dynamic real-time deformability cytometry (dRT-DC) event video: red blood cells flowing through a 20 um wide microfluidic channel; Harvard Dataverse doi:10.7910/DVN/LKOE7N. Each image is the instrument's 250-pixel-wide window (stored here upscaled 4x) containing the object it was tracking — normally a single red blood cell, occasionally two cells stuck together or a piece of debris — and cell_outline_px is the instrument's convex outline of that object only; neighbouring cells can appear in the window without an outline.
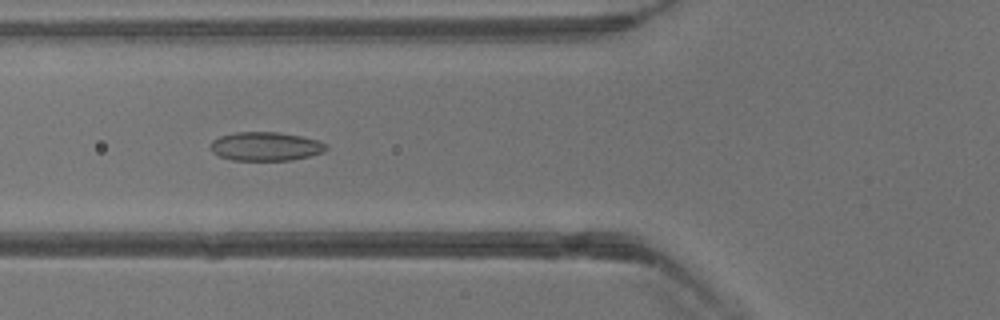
{"species": "common noctule bat (a hibernating species)", "species_latin": "Nyctalus noctula", "temperature_condition": "warm", "stored_images_in_passage": 39, "camera_frame_rate_fps": 3000, "um_per_image_px": 0.085, "animal": {"sex": "male", "body_mass_g": 13.3}, "frame": {"image": 1, "passage_image": 15, "time_ms": 4.667, "image_size_px": [1000, 320], "cell_outline_px": [[328, 148], [324, 152], [292, 160], [232, 160], [220, 156], [212, 152], [208, 148], [208, 144], [212, 140], [220, 136], [236, 132], [280, 132], [300, 136], [316, 140], [328, 144]], "centroid_in_image_um": [22.54, 12.44], "position_along_channel_um": 103.3, "area_um2": 19.54}}
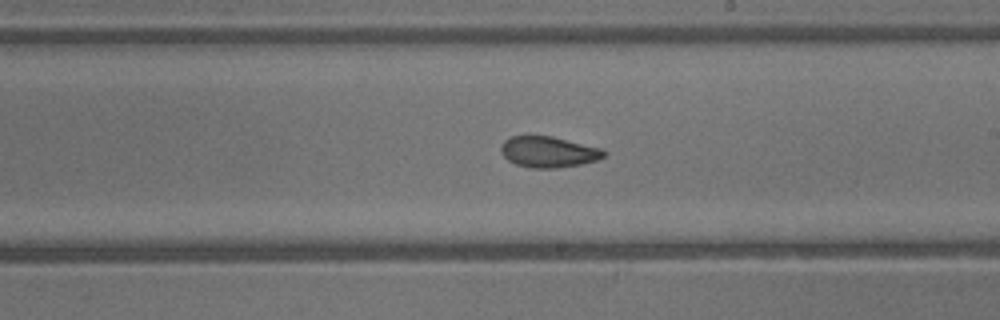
{"frame": {"image": 2, "passage_image": 23, "time_ms": 7.333, "image_size_px": [1000, 320], "cell_outline_px": [[608, 152], [604, 156], [596, 160], [580, 164], [556, 168], [528, 168], [516, 164], [508, 160], [500, 152], [500, 148], [504, 140], [512, 136], [552, 136], [604, 148]], "centroid_in_image_um": [46.64, 12.91], "position_along_channel_um": 242.4, "area_um2": 18.73}}
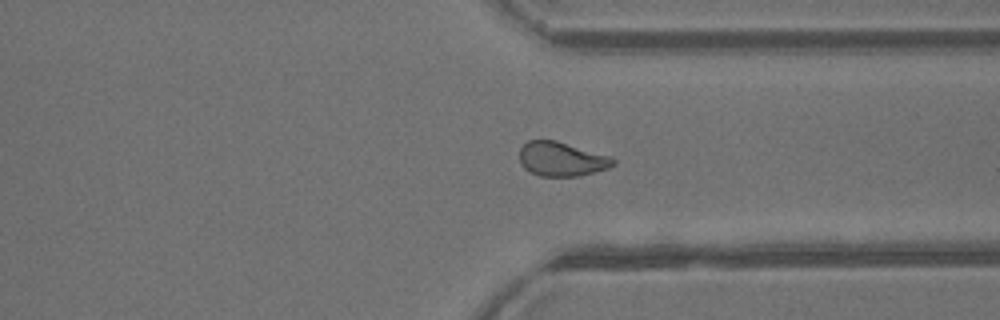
{"frame": {"image": 3, "passage_image": 30, "time_ms": 9.667, "image_size_px": [1000, 320], "cell_outline_px": [[616, 164], [608, 168], [580, 176], [540, 176], [524, 168], [520, 164], [520, 148], [528, 140], [556, 140], [608, 156], [616, 160]], "centroid_in_image_um": [47.72, 13.52], "position_along_channel_um": 363.7, "area_um2": 18.55}}